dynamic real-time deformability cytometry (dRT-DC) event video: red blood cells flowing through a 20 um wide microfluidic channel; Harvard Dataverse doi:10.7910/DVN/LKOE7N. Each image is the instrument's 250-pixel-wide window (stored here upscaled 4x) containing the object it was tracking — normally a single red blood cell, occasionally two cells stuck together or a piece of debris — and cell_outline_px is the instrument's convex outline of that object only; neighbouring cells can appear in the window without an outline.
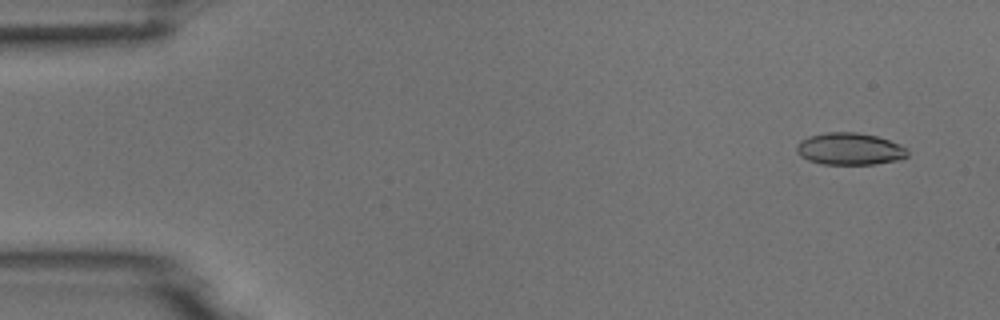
{"species": "common noctule bat (a hibernating species)", "species_latin": "Nyctalus noctula", "temperature_condition": "room temperature", "stored_images_in_passage": 5, "camera_frame_rate_fps": 3000, "um_per_image_px": 0.085, "animal": {"sex": "male", "body_mass_g": 18.8}, "frame": {"image": 1, "passage_image": 2, "time_ms": 0.333, "image_size_px": [1000, 320], "cell_outline_px": [[908, 156], [900, 160], [876, 164], [820, 164], [808, 160], [800, 156], [796, 152], [796, 144], [800, 140], [808, 136], [824, 132], [856, 132], [876, 136], [900, 144], [908, 148]], "centroid_in_image_um": [72.21, 12.66], "position_along_channel_um": 12.8, "area_um2": 21.04}}
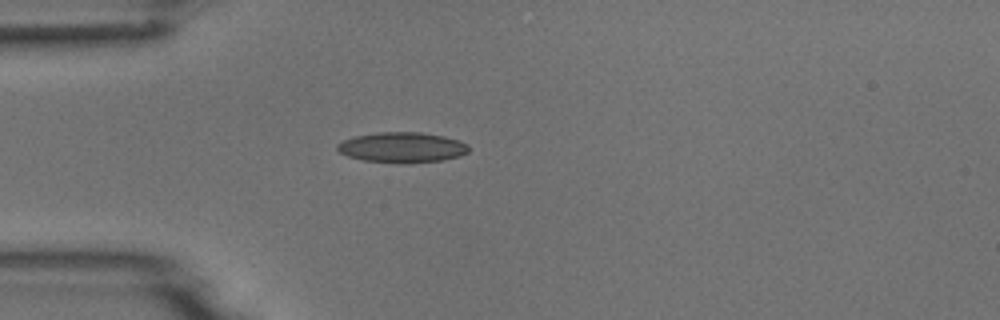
{"frame": {"image": 2, "passage_image": 5, "time_ms": 1.333, "image_size_px": [1000, 320], "cell_outline_px": [[468, 152], [460, 156], [444, 160], [408, 164], [404, 164], [364, 160], [348, 156], [340, 152], [336, 148], [336, 144], [344, 140], [356, 136], [376, 132], [420, 132], [444, 136], [460, 140], [468, 144]], "centroid_in_image_um": [34.21, 12.53], "position_along_channel_um": 50.8, "area_um2": 23.47}}